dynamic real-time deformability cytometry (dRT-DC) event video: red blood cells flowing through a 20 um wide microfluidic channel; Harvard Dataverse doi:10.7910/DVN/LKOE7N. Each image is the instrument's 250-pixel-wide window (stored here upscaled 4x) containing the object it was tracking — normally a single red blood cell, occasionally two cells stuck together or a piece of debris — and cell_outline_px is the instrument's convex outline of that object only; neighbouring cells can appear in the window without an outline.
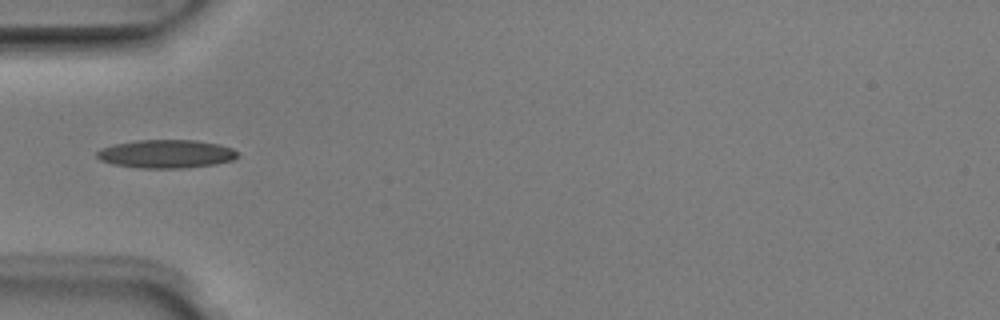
{"species": "Egyptian fruit bat (a non-hibernating species)", "species_latin": "Rousettus aegyptiacus", "temperature_condition": "room temperature", "stored_images_in_passage": 6, "camera_frame_rate_fps": 3000, "um_per_image_px": 0.085, "animal": {"sex": "male"}, "frame": {"image": 1, "passage_image": 5, "time_ms": 1.333, "image_size_px": [1000, 320], "cell_outline_px": [[240, 156], [232, 160], [216, 164], [184, 168], [140, 168], [112, 164], [100, 160], [96, 156], [96, 152], [100, 148], [112, 144], [136, 140], [196, 140], [220, 144], [232, 148]], "centroid_in_image_um": [14.11, 13.08], "position_along_channel_um": 70.9, "area_um2": 23.47}}
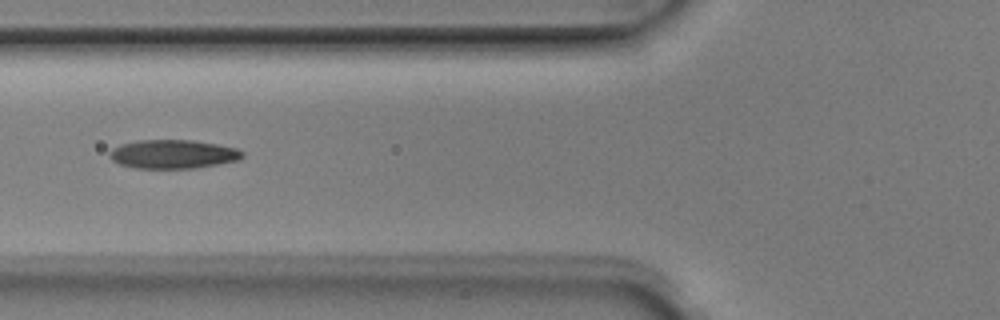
{"frame": {"image": 2, "passage_image": 6, "time_ms": 1.667, "image_size_px": [1000, 320], "cell_outline_px": [[244, 156], [240, 160], [196, 168], [136, 168], [120, 164], [112, 160], [108, 156], [108, 152], [112, 148], [120, 144], [140, 140], [192, 140], [216, 144], [236, 148], [244, 152]], "centroid_in_image_um": [14.7, 13.1], "position_along_channel_um": 111.1, "area_um2": 22.37}}